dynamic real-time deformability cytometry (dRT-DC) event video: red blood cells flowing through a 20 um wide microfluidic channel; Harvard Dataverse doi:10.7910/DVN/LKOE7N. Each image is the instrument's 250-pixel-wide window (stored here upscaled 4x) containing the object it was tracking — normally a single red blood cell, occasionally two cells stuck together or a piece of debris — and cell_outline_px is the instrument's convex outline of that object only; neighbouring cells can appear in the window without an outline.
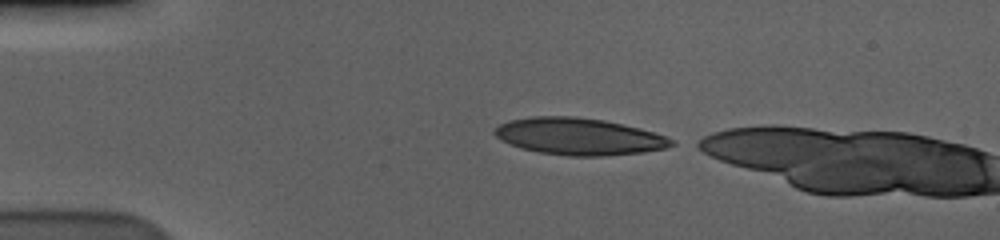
{"species": "human", "species_latin": "Homo sapiens", "temperature_condition": "cold", "stored_images_in_passage": 4, "camera_frame_rate_fps": 3000, "um_per_image_px": 0.085, "donor": {"sex": "male"}, "frame": {"image": 1, "passage_image": 1, "time_ms": 0.0, "image_size_px": [1000, 240], "cell_outline_px": [[676, 144], [664, 148], [644, 152], [604, 156], [568, 156], [540, 152], [520, 148], [500, 140], [492, 132], [500, 124], [508, 120], [532, 116], [576, 116], [604, 120], [640, 128], [676, 140]], "centroid_in_image_um": [49.19, 11.6], "position_along_channel_um": 35.8, "area_um2": 38.15}}